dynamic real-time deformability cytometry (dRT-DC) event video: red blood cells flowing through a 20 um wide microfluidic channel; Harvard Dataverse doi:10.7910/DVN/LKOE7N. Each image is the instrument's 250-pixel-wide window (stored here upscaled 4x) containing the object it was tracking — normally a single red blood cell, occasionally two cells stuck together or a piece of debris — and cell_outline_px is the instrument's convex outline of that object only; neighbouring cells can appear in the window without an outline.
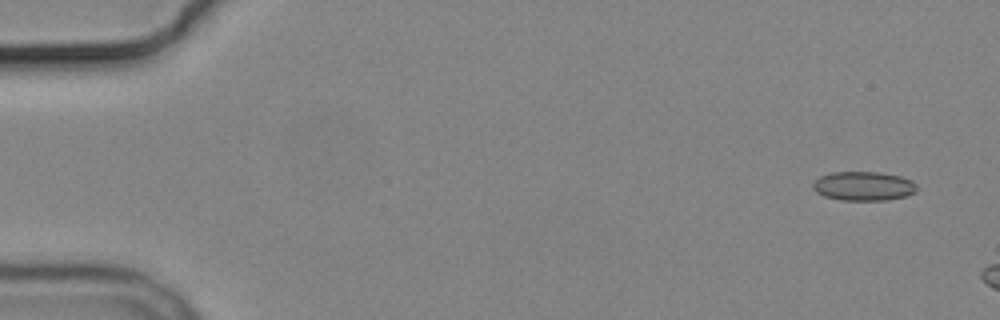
{"species": "common noctule bat (a hibernating species)", "species_latin": "Nyctalus noctula", "temperature_condition": "cold", "stored_images_in_passage": 3, "camera_frame_rate_fps": 3000, "um_per_image_px": 0.085, "animal": {"sex": "male", "body_mass_g": 19.2, "forearm_length_mm": 51.8}, "frame": {"image": 1, "passage_image": 1, "time_ms": 0.0, "image_size_px": [1000, 320], "cell_outline_px": [[916, 192], [904, 196], [884, 200], [840, 200], [824, 196], [816, 192], [812, 188], [812, 184], [820, 176], [832, 172], [880, 172], [900, 176], [912, 180], [916, 184]], "centroid_in_image_um": [73.38, 15.81], "position_along_channel_um": 11.6, "area_um2": 17.63}}